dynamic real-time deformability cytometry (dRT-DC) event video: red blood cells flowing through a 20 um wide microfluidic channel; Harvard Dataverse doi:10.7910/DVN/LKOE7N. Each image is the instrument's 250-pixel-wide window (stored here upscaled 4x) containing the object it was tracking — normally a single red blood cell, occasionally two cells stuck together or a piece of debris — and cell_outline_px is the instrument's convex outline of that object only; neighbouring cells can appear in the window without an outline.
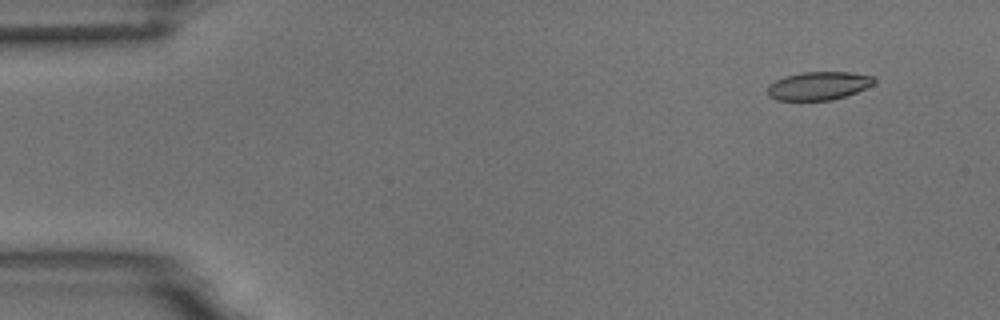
{"species": "common noctule bat (a hibernating species)", "species_latin": "Nyctalus noctula", "temperature_condition": "room temperature", "stored_images_in_passage": 5, "camera_frame_rate_fps": 3000, "um_per_image_px": 0.085, "animal": {"sex": "male", "body_mass_g": 18.8}, "frame": {"image": 1, "passage_image": 2, "time_ms": 1.333, "image_size_px": [1000, 320], "cell_outline_px": [[876, 80], [872, 84], [856, 92], [832, 100], [776, 100], [768, 96], [768, 84], [784, 76], [800, 72], [848, 72], [876, 76]], "centroid_in_image_um": [69.55, 7.28], "position_along_channel_um": 15.4, "area_um2": 17.57}}
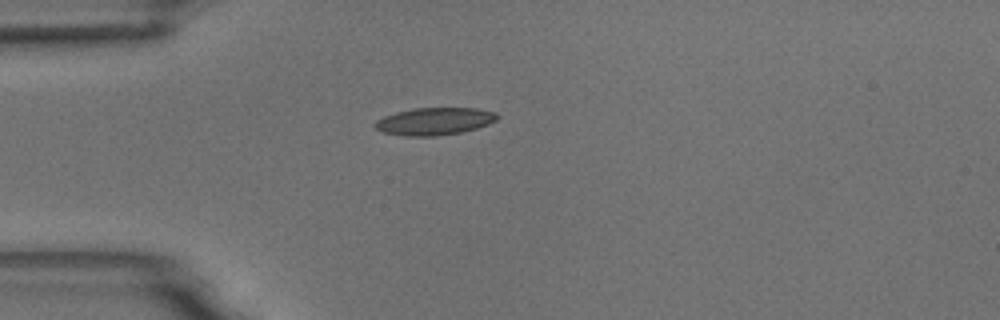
{"frame": {"image": 2, "passage_image": 5, "time_ms": 4.667, "image_size_px": [1000, 320], "cell_outline_px": [[500, 116], [496, 120], [488, 124], [476, 128], [460, 132], [436, 136], [404, 136], [380, 132], [372, 124], [376, 120], [384, 116], [396, 112], [412, 108], [476, 108], [496, 112]], "centroid_in_image_um": [36.9, 10.31], "position_along_channel_um": 48.1, "area_um2": 19.65}}